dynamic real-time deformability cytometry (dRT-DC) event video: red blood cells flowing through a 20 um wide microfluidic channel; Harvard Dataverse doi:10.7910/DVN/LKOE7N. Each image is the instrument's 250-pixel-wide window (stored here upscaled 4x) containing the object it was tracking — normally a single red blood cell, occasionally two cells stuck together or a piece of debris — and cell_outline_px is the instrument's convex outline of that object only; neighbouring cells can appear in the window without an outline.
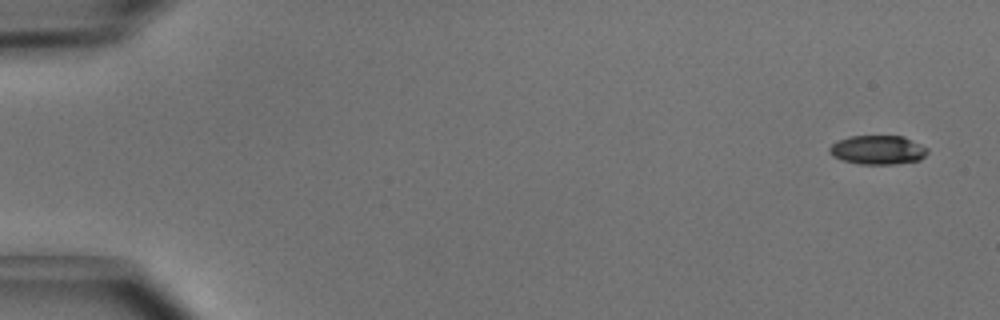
{"species": "common noctule bat (a hibernating species)", "species_latin": "Nyctalus noctula", "temperature_condition": "cold", "stored_images_in_passage": 4, "camera_frame_rate_fps": 3000, "um_per_image_px": 0.085, "animal": {"sex": "male", "body_mass_g": 15.6}, "frame": {"image": 1, "passage_image": 1, "time_ms": 0.0, "image_size_px": [1000, 320], "cell_outline_px": [[928, 152], [920, 160], [896, 164], [860, 164], [844, 160], [832, 156], [828, 152], [828, 148], [832, 144], [848, 136], [904, 136], [928, 148]], "centroid_in_image_um": [74.62, 12.74], "position_along_channel_um": 10.4, "area_um2": 16.59}}